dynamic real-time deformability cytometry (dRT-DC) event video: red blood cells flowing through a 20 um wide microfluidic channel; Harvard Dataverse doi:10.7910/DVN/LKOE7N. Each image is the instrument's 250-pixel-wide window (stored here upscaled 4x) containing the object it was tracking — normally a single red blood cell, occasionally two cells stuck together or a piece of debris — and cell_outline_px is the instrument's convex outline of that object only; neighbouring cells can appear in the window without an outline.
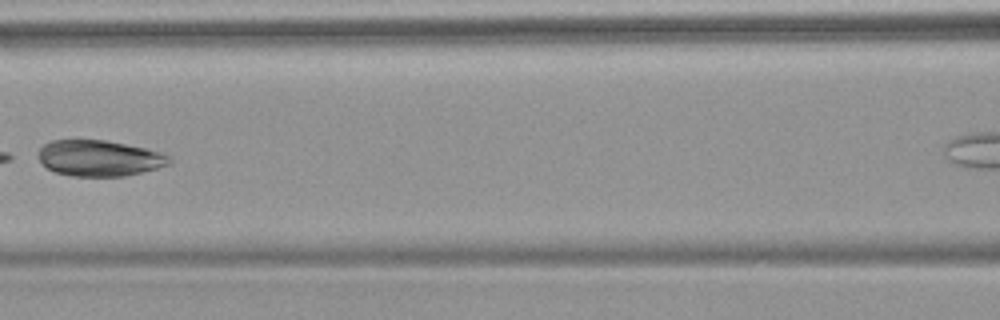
{"species": "common noctule bat (a hibernating species)", "species_latin": "Nyctalus noctula", "temperature_condition": "warm", "stored_images_in_passage": 5, "camera_frame_rate_fps": 3000, "um_per_image_px": 0.085, "animal": {"sex": "female", "body_mass_g": 18.4}, "frame": {"image": 1, "passage_image": 4, "time_ms": 3.667, "image_size_px": [1000, 320], "cell_outline_px": [[172, 160], [168, 164], [156, 168], [124, 176], [72, 176], [56, 172], [48, 168], [40, 160], [40, 148], [44, 144], [52, 140], [104, 140], [144, 148], [160, 152], [168, 156]], "centroid_in_image_um": [8.43, 13.44], "position_along_channel_um": 158.2, "area_um2": 26.93}}